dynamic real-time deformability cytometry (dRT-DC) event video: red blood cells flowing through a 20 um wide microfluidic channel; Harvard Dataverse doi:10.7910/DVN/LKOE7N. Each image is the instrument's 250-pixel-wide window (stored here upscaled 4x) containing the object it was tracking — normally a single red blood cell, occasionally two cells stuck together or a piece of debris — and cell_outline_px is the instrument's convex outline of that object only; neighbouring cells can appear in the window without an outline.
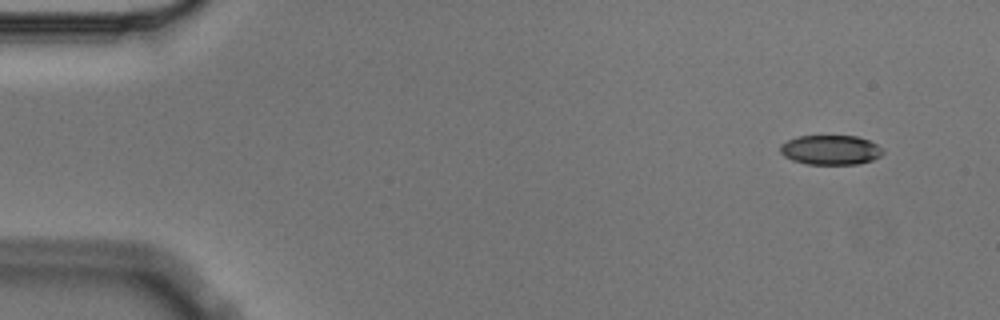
{"species": "Egyptian fruit bat (a non-hibernating species)", "species_latin": "Rousettus aegyptiacus", "temperature_condition": "cold", "stored_images_in_passage": 5, "camera_frame_rate_fps": 3000, "um_per_image_px": 0.085, "animal": {"sex": "male"}, "frame": {"image": 1, "passage_image": 2, "time_ms": 0.333, "image_size_px": [1000, 320], "cell_outline_px": [[884, 152], [880, 156], [872, 160], [856, 164], [808, 164], [792, 160], [784, 156], [780, 152], [780, 144], [796, 136], [856, 136], [868, 140], [884, 148]], "centroid_in_image_um": [70.6, 12.74], "position_along_channel_um": 14.4, "area_um2": 17.74}}
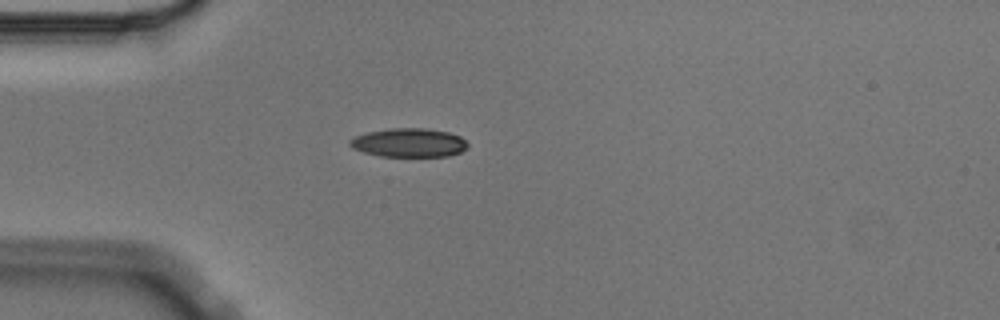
{"frame": {"image": 2, "passage_image": 5, "time_ms": 1.333, "image_size_px": [1000, 320], "cell_outline_px": [[468, 148], [460, 152], [448, 156], [380, 156], [364, 152], [352, 148], [348, 144], [348, 140], [356, 136], [368, 132], [392, 128], [424, 128], [448, 132], [460, 136], [468, 144]], "centroid_in_image_um": [34.76, 12.13], "position_along_channel_um": 50.2, "area_um2": 19.71}}